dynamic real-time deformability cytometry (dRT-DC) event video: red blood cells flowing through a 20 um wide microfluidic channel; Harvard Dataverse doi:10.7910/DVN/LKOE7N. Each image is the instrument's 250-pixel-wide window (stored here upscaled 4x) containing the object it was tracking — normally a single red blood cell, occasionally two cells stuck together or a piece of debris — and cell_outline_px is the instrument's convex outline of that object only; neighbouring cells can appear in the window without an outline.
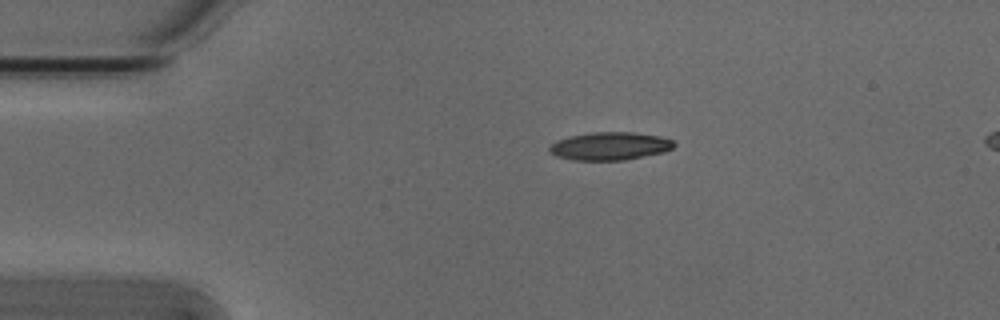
{"species": "Egyptian fruit bat (a non-hibernating species)", "species_latin": "Rousettus aegyptiacus", "temperature_condition": "cold", "stored_images_in_passage": 3, "segment_of_instrument_passage": [1, 2], "camera_frame_rate_fps": 3000, "um_per_image_px": 0.085, "animal": {"sex": "male"}, "frame": {"image": 1, "passage_image": 1, "time_ms": 0.0, "image_size_px": [1000, 320], "cell_outline_px": [[676, 144], [672, 148], [664, 152], [624, 160], [572, 160], [556, 156], [548, 152], [548, 148], [556, 140], [568, 136], [592, 132], [636, 132], [660, 136], [672, 140]], "centroid_in_image_um": [51.82, 12.41], "position_along_channel_um": 33.2, "area_um2": 20.46}}